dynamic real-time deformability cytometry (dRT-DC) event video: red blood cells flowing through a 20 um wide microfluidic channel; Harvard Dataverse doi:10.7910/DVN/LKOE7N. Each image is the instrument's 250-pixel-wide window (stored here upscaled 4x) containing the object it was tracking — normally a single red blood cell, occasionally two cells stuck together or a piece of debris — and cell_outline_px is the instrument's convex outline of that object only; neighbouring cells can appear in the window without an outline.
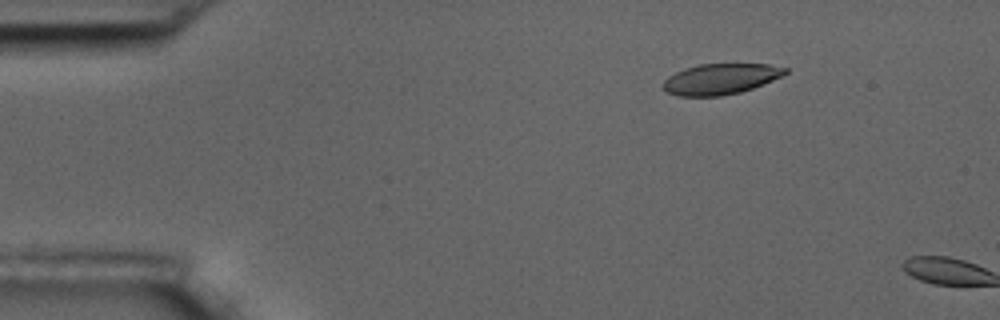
{"species": "common noctule bat (a hibernating species)", "species_latin": "Nyctalus noctula", "temperature_condition": "room temperature", "stored_images_in_passage": 3, "camera_frame_rate_fps": 3000, "um_per_image_px": 0.085, "animal": {"sex": "male", "body_mass_g": 17.5, "forearm_length_mm": 52.3}, "frame": {"image": 1, "passage_image": 2, "time_ms": 1.333, "image_size_px": [1000, 320], "cell_outline_px": [[788, 72], [784, 76], [764, 84], [740, 92], [720, 96], [676, 96], [660, 88], [660, 84], [668, 76], [684, 68], [700, 64], [768, 64], [788, 68]], "centroid_in_image_um": [61.23, 6.71], "position_along_channel_um": 23.8, "area_um2": 22.14}}